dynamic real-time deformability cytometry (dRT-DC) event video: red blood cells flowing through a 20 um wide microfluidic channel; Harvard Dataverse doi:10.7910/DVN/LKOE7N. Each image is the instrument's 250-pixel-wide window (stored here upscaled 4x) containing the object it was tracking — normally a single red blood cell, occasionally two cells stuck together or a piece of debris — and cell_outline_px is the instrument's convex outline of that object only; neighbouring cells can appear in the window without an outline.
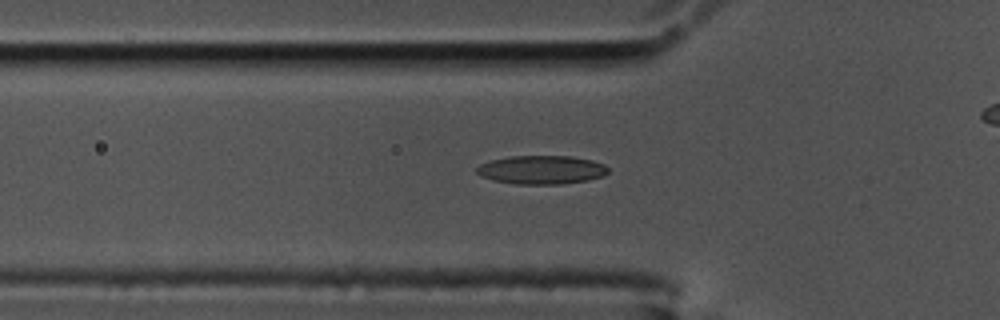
{"species": "common noctule bat (a hibernating species)", "species_latin": "Nyctalus noctula", "temperature_condition": "cold", "stored_images_in_passage": 37, "camera_frame_rate_fps": 3000, "um_per_image_px": 0.085, "animal": {"sex": "male", "body_mass_g": 17.5, "forearm_length_mm": 52.3}, "frame": {"image": 1, "passage_image": 7, "time_ms": 2.0, "image_size_px": [1000, 320], "cell_outline_px": [[608, 172], [604, 176], [588, 180], [560, 184], [516, 184], [492, 180], [480, 176], [476, 172], [476, 168], [480, 164], [492, 160], [512, 156], [572, 156], [592, 160], [604, 164], [608, 168]], "centroid_in_image_um": [46.04, 14.43], "position_along_channel_um": 79.8, "area_um2": 21.96}}
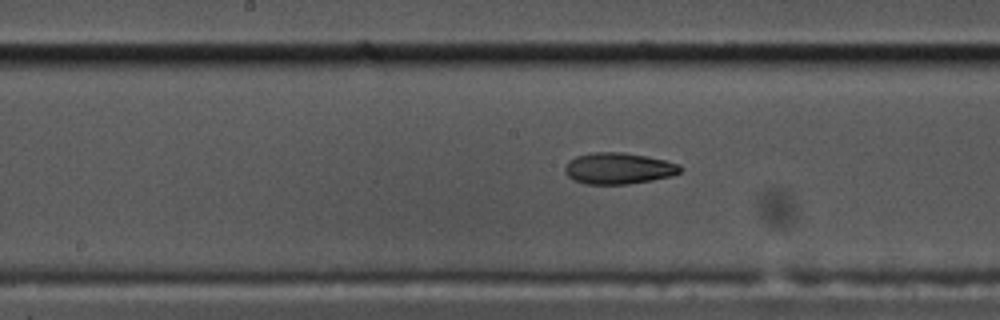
{"frame": {"image": 2, "passage_image": 17, "time_ms": 5.333, "image_size_px": [1000, 320], "cell_outline_px": [[684, 168], [680, 172], [672, 176], [652, 180], [628, 184], [584, 184], [572, 180], [564, 172], [564, 168], [568, 160], [576, 156], [592, 152], [624, 152], [664, 160], [680, 164]], "centroid_in_image_um": [52.55, 14.32], "position_along_channel_um": 195.6, "area_um2": 21.27}}
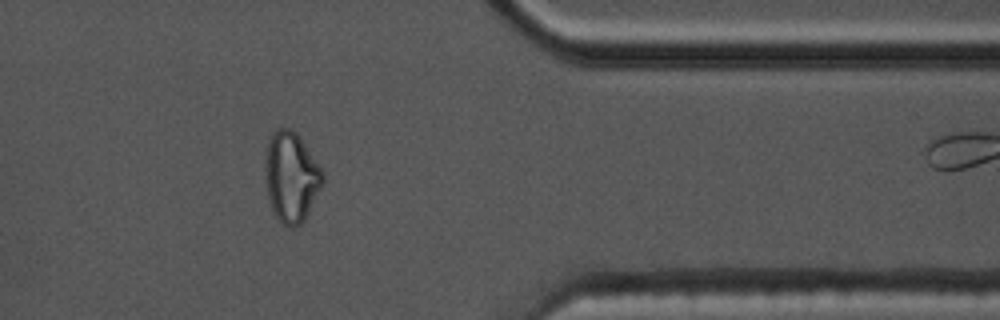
{"frame": {"image": 3, "passage_image": 35, "time_ms": 11.333, "image_size_px": [1000, 320], "cell_outline_px": [[324, 180], [304, 220], [296, 228], [288, 228], [276, 216], [272, 208], [268, 196], [264, 172], [268, 140], [280, 128], [292, 128], [300, 136], [324, 172]], "centroid_in_image_um": [24.76, 15.04], "position_along_channel_um": 386.6, "area_um2": 30.0}, "authors_computed_cell_mechanics": {"area_um2": 20.9814, "velocity_mm_per_s": 3.4631, "shape_relaxation_time_tau1_ms": null, "shape_relaxation_time_tau2_ms": 4.1737, "deformation_change_tau1": null, "deformation_change_tau2": 0.1209}}